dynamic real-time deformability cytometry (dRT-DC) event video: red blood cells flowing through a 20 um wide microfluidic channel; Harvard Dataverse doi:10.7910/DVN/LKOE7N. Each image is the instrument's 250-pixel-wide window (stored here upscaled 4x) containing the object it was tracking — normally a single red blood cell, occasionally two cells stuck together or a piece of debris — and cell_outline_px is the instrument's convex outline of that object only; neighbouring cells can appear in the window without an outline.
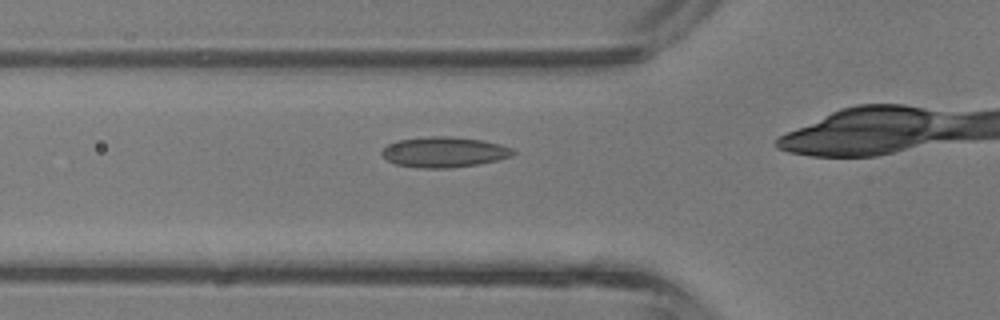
{"species": "common noctule bat (a hibernating species)", "species_latin": "Nyctalus noctula", "temperature_condition": "room temperature", "stored_images_in_passage": 29, "camera_frame_rate_fps": 3000, "um_per_image_px": 0.085, "animal": {"sex": "male", "body_mass_g": 13.3}, "frame": {"image": 1, "passage_image": 10, "time_ms": 3.0, "image_size_px": [1000, 320], "cell_outline_px": [[516, 152], [512, 156], [496, 160], [476, 164], [448, 168], [416, 168], [396, 164], [388, 160], [380, 152], [388, 144], [396, 140], [428, 136], [452, 136], [484, 140], [500, 144], [512, 148]], "centroid_in_image_um": [37.74, 12.91], "position_along_channel_um": 88.1, "area_um2": 23.35}}
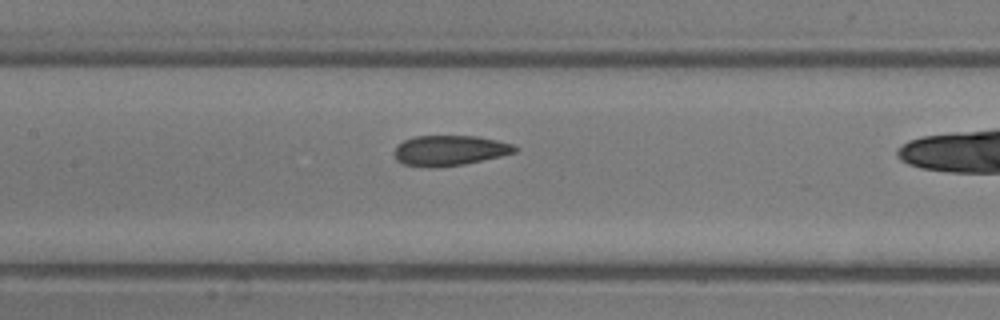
{"frame": {"image": 2, "passage_image": 15, "time_ms": 4.667, "image_size_px": [1000, 320], "cell_outline_px": [[520, 148], [516, 152], [500, 156], [464, 164], [428, 168], [404, 164], [396, 160], [392, 152], [396, 144], [412, 136], [480, 136], [512, 144]], "centroid_in_image_um": [38.17, 12.78], "position_along_channel_um": 169.2, "area_um2": 21.5}}
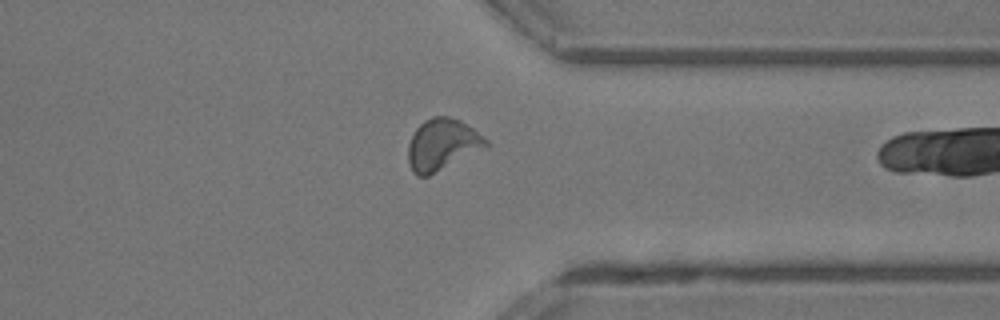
{"frame": {"image": 3, "passage_image": 28, "time_ms": 9.0, "image_size_px": [1000, 320], "cell_outline_px": [[488, 148], [428, 176], [416, 176], [412, 172], [408, 164], [408, 144], [416, 128], [424, 120], [432, 116], [448, 116], [460, 120], [472, 128], [488, 140]], "centroid_in_image_um": [37.59, 12.3], "position_along_channel_um": 373.8, "area_um2": 23.64}}